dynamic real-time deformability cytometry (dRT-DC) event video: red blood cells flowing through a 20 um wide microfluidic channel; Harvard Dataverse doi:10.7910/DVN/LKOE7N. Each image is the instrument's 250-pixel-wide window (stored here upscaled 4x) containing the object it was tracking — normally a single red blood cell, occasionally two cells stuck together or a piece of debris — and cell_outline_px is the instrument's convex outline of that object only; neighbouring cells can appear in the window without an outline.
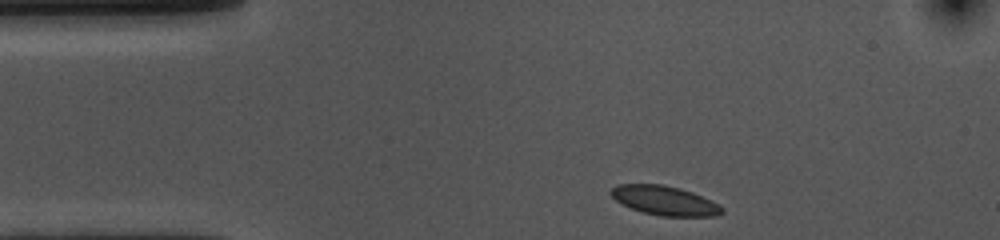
{"species": "common noctule bat (a hibernating species)", "species_latin": "Nyctalus noctula", "temperature_condition": "cold", "stored_images_in_passage": 36, "camera_frame_rate_fps": 3000, "um_per_image_px": 0.085, "animal": {"sex": "female", "body_mass_g": 10.0, "forearm_length_mm": 53.1}, "frame": {"image": 1, "passage_image": 1, "time_ms": 0.0, "image_size_px": [1000, 240], "cell_outline_px": [[724, 212], [716, 216], [660, 216], [644, 212], [632, 208], [616, 200], [608, 192], [616, 184], [664, 184], [680, 188], [692, 192], [712, 200], [720, 204], [724, 208]], "centroid_in_image_um": [56.53, 17.04], "position_along_channel_um": 28.5, "area_um2": 19.02}}
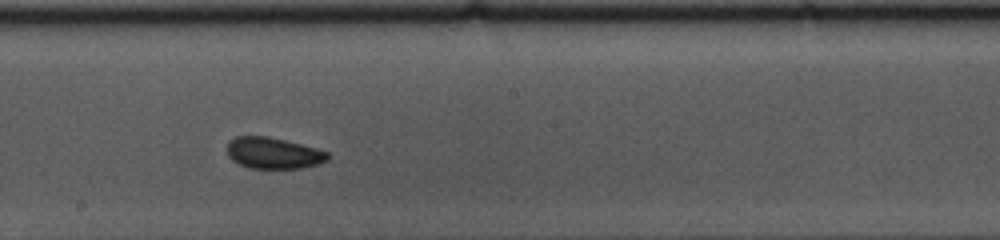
{"frame": {"image": 2, "passage_image": 21, "time_ms": 6.667, "image_size_px": [1000, 240], "cell_outline_px": [[332, 156], [328, 160], [316, 164], [300, 168], [248, 168], [232, 160], [228, 156], [228, 140], [236, 136], [268, 136], [316, 148], [328, 152]], "centroid_in_image_um": [23.23, 13.01], "position_along_channel_um": 225.0, "area_um2": 18.32}}
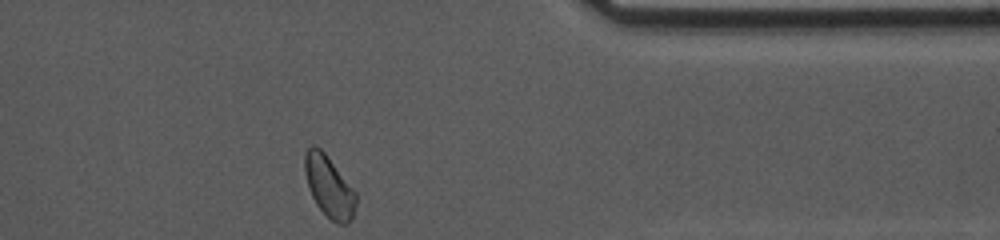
{"frame": {"image": 3, "passage_image": 36, "time_ms": 11.667, "image_size_px": [1000, 240], "cell_outline_px": [[356, 204], [352, 216], [348, 224], [340, 224], [332, 220], [316, 204], [308, 188], [304, 172], [304, 156], [308, 148], [312, 144], [316, 144], [324, 152], [356, 192]], "centroid_in_image_um": [27.95, 15.83], "position_along_channel_um": 383.5, "area_um2": 18.15}, "authors_computed_cell_mechanics": {"area_um2": 18.1492, "velocity_mm_per_s": 3.547, "shape_relaxation_time_tau1_ms": 6.7317, "shape_relaxation_time_tau2_ms": 4.276, "deformation_change_tau1": 0.0829, "deformation_change_tau2": 0.063}}